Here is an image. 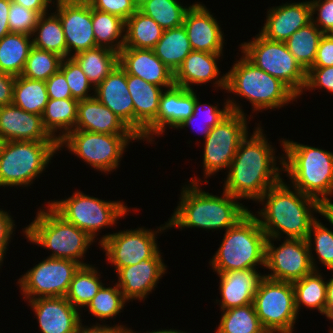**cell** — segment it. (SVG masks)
I'll use <instances>...</instances> for the list:
<instances>
[{
	"label": "cell",
	"mask_w": 333,
	"mask_h": 333,
	"mask_svg": "<svg viewBox=\"0 0 333 333\" xmlns=\"http://www.w3.org/2000/svg\"><path fill=\"white\" fill-rule=\"evenodd\" d=\"M96 88L118 65V52L96 46L72 57Z\"/></svg>",
	"instance_id": "1f68e13d"
},
{
	"label": "cell",
	"mask_w": 333,
	"mask_h": 333,
	"mask_svg": "<svg viewBox=\"0 0 333 333\" xmlns=\"http://www.w3.org/2000/svg\"><path fill=\"white\" fill-rule=\"evenodd\" d=\"M223 53H209L192 50L174 73V84L194 90V86H202L213 82L215 90L226 89V73L220 74L218 60Z\"/></svg>",
	"instance_id": "7402d4cb"
},
{
	"label": "cell",
	"mask_w": 333,
	"mask_h": 333,
	"mask_svg": "<svg viewBox=\"0 0 333 333\" xmlns=\"http://www.w3.org/2000/svg\"><path fill=\"white\" fill-rule=\"evenodd\" d=\"M326 319L333 323V308H330L325 314Z\"/></svg>",
	"instance_id": "e7e4bbea"
},
{
	"label": "cell",
	"mask_w": 333,
	"mask_h": 333,
	"mask_svg": "<svg viewBox=\"0 0 333 333\" xmlns=\"http://www.w3.org/2000/svg\"><path fill=\"white\" fill-rule=\"evenodd\" d=\"M59 70L65 76L72 98L84 100L94 97L95 88L90 83L79 64L72 57L63 58Z\"/></svg>",
	"instance_id": "7dc6e473"
},
{
	"label": "cell",
	"mask_w": 333,
	"mask_h": 333,
	"mask_svg": "<svg viewBox=\"0 0 333 333\" xmlns=\"http://www.w3.org/2000/svg\"><path fill=\"white\" fill-rule=\"evenodd\" d=\"M138 141L140 138L136 134H101L72 130L59 143V151L66 148L68 153L82 159L95 171L107 175L119 169L130 142Z\"/></svg>",
	"instance_id": "30bf717a"
},
{
	"label": "cell",
	"mask_w": 333,
	"mask_h": 333,
	"mask_svg": "<svg viewBox=\"0 0 333 333\" xmlns=\"http://www.w3.org/2000/svg\"><path fill=\"white\" fill-rule=\"evenodd\" d=\"M0 138L7 141H56L45 130L41 115L11 104L0 107Z\"/></svg>",
	"instance_id": "484cf974"
},
{
	"label": "cell",
	"mask_w": 333,
	"mask_h": 333,
	"mask_svg": "<svg viewBox=\"0 0 333 333\" xmlns=\"http://www.w3.org/2000/svg\"><path fill=\"white\" fill-rule=\"evenodd\" d=\"M94 96L134 132V105L127 87V73L119 64L95 88Z\"/></svg>",
	"instance_id": "4316f807"
},
{
	"label": "cell",
	"mask_w": 333,
	"mask_h": 333,
	"mask_svg": "<svg viewBox=\"0 0 333 333\" xmlns=\"http://www.w3.org/2000/svg\"><path fill=\"white\" fill-rule=\"evenodd\" d=\"M9 212L0 208V265L3 266L4 259L8 253L9 243H11L12 235L16 234L14 229L15 219L13 220L12 215ZM14 233V234H13Z\"/></svg>",
	"instance_id": "f5cc1de1"
},
{
	"label": "cell",
	"mask_w": 333,
	"mask_h": 333,
	"mask_svg": "<svg viewBox=\"0 0 333 333\" xmlns=\"http://www.w3.org/2000/svg\"><path fill=\"white\" fill-rule=\"evenodd\" d=\"M35 48L51 51L67 58V46L59 17L52 11L40 16L31 35Z\"/></svg>",
	"instance_id": "8d00e7d4"
},
{
	"label": "cell",
	"mask_w": 333,
	"mask_h": 333,
	"mask_svg": "<svg viewBox=\"0 0 333 333\" xmlns=\"http://www.w3.org/2000/svg\"><path fill=\"white\" fill-rule=\"evenodd\" d=\"M127 333H141V332H138V331H134L132 330V328H128L127 329ZM143 333H191V332H187V331H182V330H176V328H168V329H158V330H152V331H146V332H143Z\"/></svg>",
	"instance_id": "be15d7a7"
},
{
	"label": "cell",
	"mask_w": 333,
	"mask_h": 333,
	"mask_svg": "<svg viewBox=\"0 0 333 333\" xmlns=\"http://www.w3.org/2000/svg\"><path fill=\"white\" fill-rule=\"evenodd\" d=\"M282 241L277 246L274 238L267 237L264 269L270 272L264 276L293 283L312 273L314 269L306 239L284 238Z\"/></svg>",
	"instance_id": "2e32d148"
},
{
	"label": "cell",
	"mask_w": 333,
	"mask_h": 333,
	"mask_svg": "<svg viewBox=\"0 0 333 333\" xmlns=\"http://www.w3.org/2000/svg\"><path fill=\"white\" fill-rule=\"evenodd\" d=\"M283 174L290 185L321 204L333 197V152L281 138Z\"/></svg>",
	"instance_id": "5b68a950"
},
{
	"label": "cell",
	"mask_w": 333,
	"mask_h": 333,
	"mask_svg": "<svg viewBox=\"0 0 333 333\" xmlns=\"http://www.w3.org/2000/svg\"><path fill=\"white\" fill-rule=\"evenodd\" d=\"M91 8L119 16L126 21L138 10V0H86Z\"/></svg>",
	"instance_id": "681fc988"
},
{
	"label": "cell",
	"mask_w": 333,
	"mask_h": 333,
	"mask_svg": "<svg viewBox=\"0 0 333 333\" xmlns=\"http://www.w3.org/2000/svg\"><path fill=\"white\" fill-rule=\"evenodd\" d=\"M261 333H280V332L273 331V330H264V331L261 332Z\"/></svg>",
	"instance_id": "03108f58"
},
{
	"label": "cell",
	"mask_w": 333,
	"mask_h": 333,
	"mask_svg": "<svg viewBox=\"0 0 333 333\" xmlns=\"http://www.w3.org/2000/svg\"><path fill=\"white\" fill-rule=\"evenodd\" d=\"M71 194L68 198L54 199L47 203L66 221L86 232L96 242L102 229L116 226L119 219L131 213L130 210L133 209V212L140 210L136 207L128 208L123 200H104L86 195L80 190H75Z\"/></svg>",
	"instance_id": "9c48e42d"
},
{
	"label": "cell",
	"mask_w": 333,
	"mask_h": 333,
	"mask_svg": "<svg viewBox=\"0 0 333 333\" xmlns=\"http://www.w3.org/2000/svg\"><path fill=\"white\" fill-rule=\"evenodd\" d=\"M26 302L35 314L41 333H76L84 320L66 297H42Z\"/></svg>",
	"instance_id": "44dd1931"
},
{
	"label": "cell",
	"mask_w": 333,
	"mask_h": 333,
	"mask_svg": "<svg viewBox=\"0 0 333 333\" xmlns=\"http://www.w3.org/2000/svg\"><path fill=\"white\" fill-rule=\"evenodd\" d=\"M331 200L322 204V214L333 224V202Z\"/></svg>",
	"instance_id": "6125c7cd"
},
{
	"label": "cell",
	"mask_w": 333,
	"mask_h": 333,
	"mask_svg": "<svg viewBox=\"0 0 333 333\" xmlns=\"http://www.w3.org/2000/svg\"><path fill=\"white\" fill-rule=\"evenodd\" d=\"M197 94L198 93L196 90V100L194 103L193 114L189 118L185 119L182 123H180V125L176 129L179 130L185 127L190 128L194 126L193 128H196L195 131L198 134H201L202 137H204L203 140H205V138L211 131V128L216 126L223 118H225L231 112V110L227 99H224V103L222 105L223 107L220 108V103L218 102H215L217 103L216 105H214L215 103H213L212 105L208 102L201 103V100L199 99V94ZM196 123L197 127L195 126Z\"/></svg>",
	"instance_id": "7bdbcfd3"
},
{
	"label": "cell",
	"mask_w": 333,
	"mask_h": 333,
	"mask_svg": "<svg viewBox=\"0 0 333 333\" xmlns=\"http://www.w3.org/2000/svg\"><path fill=\"white\" fill-rule=\"evenodd\" d=\"M311 21L324 33H333V0H309ZM317 14V15H315ZM316 17H315V16Z\"/></svg>",
	"instance_id": "816d5d0a"
},
{
	"label": "cell",
	"mask_w": 333,
	"mask_h": 333,
	"mask_svg": "<svg viewBox=\"0 0 333 333\" xmlns=\"http://www.w3.org/2000/svg\"><path fill=\"white\" fill-rule=\"evenodd\" d=\"M75 130L101 134H135L95 96L79 100Z\"/></svg>",
	"instance_id": "f1b7e54d"
},
{
	"label": "cell",
	"mask_w": 333,
	"mask_h": 333,
	"mask_svg": "<svg viewBox=\"0 0 333 333\" xmlns=\"http://www.w3.org/2000/svg\"><path fill=\"white\" fill-rule=\"evenodd\" d=\"M313 271L302 279L293 282L295 292V307L298 315L301 307L318 310L321 315L325 314L327 297V280L323 272Z\"/></svg>",
	"instance_id": "d6a6232c"
},
{
	"label": "cell",
	"mask_w": 333,
	"mask_h": 333,
	"mask_svg": "<svg viewBox=\"0 0 333 333\" xmlns=\"http://www.w3.org/2000/svg\"><path fill=\"white\" fill-rule=\"evenodd\" d=\"M253 304L265 330L294 333L299 315L291 282L272 280L264 276L259 282Z\"/></svg>",
	"instance_id": "5bb4252c"
},
{
	"label": "cell",
	"mask_w": 333,
	"mask_h": 333,
	"mask_svg": "<svg viewBox=\"0 0 333 333\" xmlns=\"http://www.w3.org/2000/svg\"><path fill=\"white\" fill-rule=\"evenodd\" d=\"M324 33L311 21L285 41L289 52L307 72L313 65Z\"/></svg>",
	"instance_id": "f35d334b"
},
{
	"label": "cell",
	"mask_w": 333,
	"mask_h": 333,
	"mask_svg": "<svg viewBox=\"0 0 333 333\" xmlns=\"http://www.w3.org/2000/svg\"><path fill=\"white\" fill-rule=\"evenodd\" d=\"M196 90L173 85L163 90L157 113V138L165 135L166 129L177 128L193 114Z\"/></svg>",
	"instance_id": "83f0119b"
},
{
	"label": "cell",
	"mask_w": 333,
	"mask_h": 333,
	"mask_svg": "<svg viewBox=\"0 0 333 333\" xmlns=\"http://www.w3.org/2000/svg\"><path fill=\"white\" fill-rule=\"evenodd\" d=\"M14 3L22 5L27 9L38 12L40 15L46 14L52 11V4H55L54 0H10ZM49 9V10H48Z\"/></svg>",
	"instance_id": "680465c9"
},
{
	"label": "cell",
	"mask_w": 333,
	"mask_h": 333,
	"mask_svg": "<svg viewBox=\"0 0 333 333\" xmlns=\"http://www.w3.org/2000/svg\"><path fill=\"white\" fill-rule=\"evenodd\" d=\"M127 87L134 105V133L141 141L154 144L157 137V113L164 88L129 74Z\"/></svg>",
	"instance_id": "ac0fdd59"
},
{
	"label": "cell",
	"mask_w": 333,
	"mask_h": 333,
	"mask_svg": "<svg viewBox=\"0 0 333 333\" xmlns=\"http://www.w3.org/2000/svg\"><path fill=\"white\" fill-rule=\"evenodd\" d=\"M163 31L154 19L137 10L125 21L124 47L153 49Z\"/></svg>",
	"instance_id": "836d02e7"
},
{
	"label": "cell",
	"mask_w": 333,
	"mask_h": 333,
	"mask_svg": "<svg viewBox=\"0 0 333 333\" xmlns=\"http://www.w3.org/2000/svg\"><path fill=\"white\" fill-rule=\"evenodd\" d=\"M40 16L38 12L11 1L8 14L10 32L31 36Z\"/></svg>",
	"instance_id": "c3c4849f"
},
{
	"label": "cell",
	"mask_w": 333,
	"mask_h": 333,
	"mask_svg": "<svg viewBox=\"0 0 333 333\" xmlns=\"http://www.w3.org/2000/svg\"><path fill=\"white\" fill-rule=\"evenodd\" d=\"M82 265L76 261L45 257L17 279L23 300L65 297L74 274Z\"/></svg>",
	"instance_id": "9a60e30c"
},
{
	"label": "cell",
	"mask_w": 333,
	"mask_h": 333,
	"mask_svg": "<svg viewBox=\"0 0 333 333\" xmlns=\"http://www.w3.org/2000/svg\"><path fill=\"white\" fill-rule=\"evenodd\" d=\"M92 28L97 46L115 52L124 47L125 21L119 16L92 8Z\"/></svg>",
	"instance_id": "74e56055"
},
{
	"label": "cell",
	"mask_w": 333,
	"mask_h": 333,
	"mask_svg": "<svg viewBox=\"0 0 333 333\" xmlns=\"http://www.w3.org/2000/svg\"><path fill=\"white\" fill-rule=\"evenodd\" d=\"M46 82L48 99H66L72 98L71 91L64 74L58 70Z\"/></svg>",
	"instance_id": "db71d44e"
},
{
	"label": "cell",
	"mask_w": 333,
	"mask_h": 333,
	"mask_svg": "<svg viewBox=\"0 0 333 333\" xmlns=\"http://www.w3.org/2000/svg\"><path fill=\"white\" fill-rule=\"evenodd\" d=\"M220 322L214 333H261L262 327L254 304L221 311Z\"/></svg>",
	"instance_id": "ee69618b"
},
{
	"label": "cell",
	"mask_w": 333,
	"mask_h": 333,
	"mask_svg": "<svg viewBox=\"0 0 333 333\" xmlns=\"http://www.w3.org/2000/svg\"><path fill=\"white\" fill-rule=\"evenodd\" d=\"M223 235L219 248L209 260L213 272L265 268L267 235L251 211Z\"/></svg>",
	"instance_id": "52a82bcc"
},
{
	"label": "cell",
	"mask_w": 333,
	"mask_h": 333,
	"mask_svg": "<svg viewBox=\"0 0 333 333\" xmlns=\"http://www.w3.org/2000/svg\"><path fill=\"white\" fill-rule=\"evenodd\" d=\"M202 2H194L186 11L183 26L192 50L223 53L225 35L220 21Z\"/></svg>",
	"instance_id": "ffe728a7"
},
{
	"label": "cell",
	"mask_w": 333,
	"mask_h": 333,
	"mask_svg": "<svg viewBox=\"0 0 333 333\" xmlns=\"http://www.w3.org/2000/svg\"><path fill=\"white\" fill-rule=\"evenodd\" d=\"M48 102L46 82L23 76L15 79L12 104L29 113L42 115Z\"/></svg>",
	"instance_id": "b9f144b4"
},
{
	"label": "cell",
	"mask_w": 333,
	"mask_h": 333,
	"mask_svg": "<svg viewBox=\"0 0 333 333\" xmlns=\"http://www.w3.org/2000/svg\"><path fill=\"white\" fill-rule=\"evenodd\" d=\"M326 90L333 94V66L328 67H311L306 72V84L303 93L307 90Z\"/></svg>",
	"instance_id": "f907efd6"
},
{
	"label": "cell",
	"mask_w": 333,
	"mask_h": 333,
	"mask_svg": "<svg viewBox=\"0 0 333 333\" xmlns=\"http://www.w3.org/2000/svg\"><path fill=\"white\" fill-rule=\"evenodd\" d=\"M255 124L253 133L241 141L227 173L224 172L223 190L240 201L257 202L283 179V153L276 156L277 149L268 140L262 123Z\"/></svg>",
	"instance_id": "6da1fadb"
},
{
	"label": "cell",
	"mask_w": 333,
	"mask_h": 333,
	"mask_svg": "<svg viewBox=\"0 0 333 333\" xmlns=\"http://www.w3.org/2000/svg\"><path fill=\"white\" fill-rule=\"evenodd\" d=\"M191 7L180 0H138V10L154 19L164 30L183 25L186 11Z\"/></svg>",
	"instance_id": "60d3db41"
},
{
	"label": "cell",
	"mask_w": 333,
	"mask_h": 333,
	"mask_svg": "<svg viewBox=\"0 0 333 333\" xmlns=\"http://www.w3.org/2000/svg\"><path fill=\"white\" fill-rule=\"evenodd\" d=\"M256 203L261 204L262 209L255 213L250 211L267 237L276 242L283 237L306 239L317 219L315 214H322V204L318 200L302 194L284 179L270 187Z\"/></svg>",
	"instance_id": "7a4b0ae2"
},
{
	"label": "cell",
	"mask_w": 333,
	"mask_h": 333,
	"mask_svg": "<svg viewBox=\"0 0 333 333\" xmlns=\"http://www.w3.org/2000/svg\"><path fill=\"white\" fill-rule=\"evenodd\" d=\"M333 66V35L324 34L319 42L317 55L312 67Z\"/></svg>",
	"instance_id": "11a10c76"
},
{
	"label": "cell",
	"mask_w": 333,
	"mask_h": 333,
	"mask_svg": "<svg viewBox=\"0 0 333 333\" xmlns=\"http://www.w3.org/2000/svg\"><path fill=\"white\" fill-rule=\"evenodd\" d=\"M257 269V270H256ZM258 268L216 273L219 277V294L215 299L220 311L252 304L260 280L264 274Z\"/></svg>",
	"instance_id": "d4e9b609"
},
{
	"label": "cell",
	"mask_w": 333,
	"mask_h": 333,
	"mask_svg": "<svg viewBox=\"0 0 333 333\" xmlns=\"http://www.w3.org/2000/svg\"><path fill=\"white\" fill-rule=\"evenodd\" d=\"M78 103L79 100L74 98L48 99L41 115L42 123L49 135L59 143L75 130Z\"/></svg>",
	"instance_id": "f546056e"
},
{
	"label": "cell",
	"mask_w": 333,
	"mask_h": 333,
	"mask_svg": "<svg viewBox=\"0 0 333 333\" xmlns=\"http://www.w3.org/2000/svg\"><path fill=\"white\" fill-rule=\"evenodd\" d=\"M168 229L167 221L155 230L141 226L131 230L109 232L99 238V249L102 248L106 261L116 271L140 263L143 259L153 258L160 251L158 234L161 235Z\"/></svg>",
	"instance_id": "4fadbf2b"
},
{
	"label": "cell",
	"mask_w": 333,
	"mask_h": 333,
	"mask_svg": "<svg viewBox=\"0 0 333 333\" xmlns=\"http://www.w3.org/2000/svg\"><path fill=\"white\" fill-rule=\"evenodd\" d=\"M248 117V118H247ZM249 119V120H248ZM251 118L231 111L216 126L211 128L208 136L203 140V181L201 178L191 177L188 182L209 183L207 179L218 172L227 170L235 157L238 146L249 133L248 124ZM248 120V121H247ZM206 178V179H205Z\"/></svg>",
	"instance_id": "8fae6325"
},
{
	"label": "cell",
	"mask_w": 333,
	"mask_h": 333,
	"mask_svg": "<svg viewBox=\"0 0 333 333\" xmlns=\"http://www.w3.org/2000/svg\"><path fill=\"white\" fill-rule=\"evenodd\" d=\"M94 266L96 265L89 264L78 269L65 296L68 302L81 312V315L82 308L90 303L104 285L101 280L102 273L98 267Z\"/></svg>",
	"instance_id": "d590c367"
},
{
	"label": "cell",
	"mask_w": 333,
	"mask_h": 333,
	"mask_svg": "<svg viewBox=\"0 0 333 333\" xmlns=\"http://www.w3.org/2000/svg\"><path fill=\"white\" fill-rule=\"evenodd\" d=\"M239 56V60L236 59L226 72L224 92L231 94V97H227L231 111L246 115L242 104L234 100L235 97L248 100L252 114L257 111L263 113L264 110H280L297 102L298 96L281 80L256 67L243 54Z\"/></svg>",
	"instance_id": "277c9868"
},
{
	"label": "cell",
	"mask_w": 333,
	"mask_h": 333,
	"mask_svg": "<svg viewBox=\"0 0 333 333\" xmlns=\"http://www.w3.org/2000/svg\"><path fill=\"white\" fill-rule=\"evenodd\" d=\"M55 2L57 1H72V0H54Z\"/></svg>",
	"instance_id": "a7ac6f4b"
},
{
	"label": "cell",
	"mask_w": 333,
	"mask_h": 333,
	"mask_svg": "<svg viewBox=\"0 0 333 333\" xmlns=\"http://www.w3.org/2000/svg\"><path fill=\"white\" fill-rule=\"evenodd\" d=\"M90 325V326H89ZM84 325L82 322L79 325L76 333H127L129 327L121 325L120 323L114 325L110 324H100L99 322L95 324Z\"/></svg>",
	"instance_id": "9f6ffc18"
},
{
	"label": "cell",
	"mask_w": 333,
	"mask_h": 333,
	"mask_svg": "<svg viewBox=\"0 0 333 333\" xmlns=\"http://www.w3.org/2000/svg\"><path fill=\"white\" fill-rule=\"evenodd\" d=\"M63 57L57 53L31 48L21 76L31 79L46 81L59 69Z\"/></svg>",
	"instance_id": "bcb514c9"
},
{
	"label": "cell",
	"mask_w": 333,
	"mask_h": 333,
	"mask_svg": "<svg viewBox=\"0 0 333 333\" xmlns=\"http://www.w3.org/2000/svg\"><path fill=\"white\" fill-rule=\"evenodd\" d=\"M118 64L129 75L140 77L164 89L174 85V73L155 55L153 49L123 47Z\"/></svg>",
	"instance_id": "cb8c5ba5"
},
{
	"label": "cell",
	"mask_w": 333,
	"mask_h": 333,
	"mask_svg": "<svg viewBox=\"0 0 333 333\" xmlns=\"http://www.w3.org/2000/svg\"><path fill=\"white\" fill-rule=\"evenodd\" d=\"M53 8L63 27L67 58L97 46L92 28V8L86 0L57 1Z\"/></svg>",
	"instance_id": "e0dca14e"
},
{
	"label": "cell",
	"mask_w": 333,
	"mask_h": 333,
	"mask_svg": "<svg viewBox=\"0 0 333 333\" xmlns=\"http://www.w3.org/2000/svg\"><path fill=\"white\" fill-rule=\"evenodd\" d=\"M202 183L187 182L180 190L178 206L168 218V227L198 228L212 232L227 230L243 218L250 208L223 190L220 196L202 190Z\"/></svg>",
	"instance_id": "3957f363"
},
{
	"label": "cell",
	"mask_w": 333,
	"mask_h": 333,
	"mask_svg": "<svg viewBox=\"0 0 333 333\" xmlns=\"http://www.w3.org/2000/svg\"><path fill=\"white\" fill-rule=\"evenodd\" d=\"M153 51L175 73L186 56L192 51L185 27L182 25L164 30Z\"/></svg>",
	"instance_id": "e575fe53"
},
{
	"label": "cell",
	"mask_w": 333,
	"mask_h": 333,
	"mask_svg": "<svg viewBox=\"0 0 333 333\" xmlns=\"http://www.w3.org/2000/svg\"><path fill=\"white\" fill-rule=\"evenodd\" d=\"M321 216H323L333 228V224L323 214H321ZM332 228H328L319 220V218H317L311 225L306 241L309 247L311 263L314 271H319L320 269L317 264H322L325 269L331 270V272L333 271Z\"/></svg>",
	"instance_id": "ab89813d"
},
{
	"label": "cell",
	"mask_w": 333,
	"mask_h": 333,
	"mask_svg": "<svg viewBox=\"0 0 333 333\" xmlns=\"http://www.w3.org/2000/svg\"><path fill=\"white\" fill-rule=\"evenodd\" d=\"M16 76L0 71V107L11 105Z\"/></svg>",
	"instance_id": "6f0895ef"
},
{
	"label": "cell",
	"mask_w": 333,
	"mask_h": 333,
	"mask_svg": "<svg viewBox=\"0 0 333 333\" xmlns=\"http://www.w3.org/2000/svg\"><path fill=\"white\" fill-rule=\"evenodd\" d=\"M46 204L37 210L34 220L22 228L21 232L27 242L50 251L48 258L67 259L82 266L89 265L90 263L84 262L85 256L96 241Z\"/></svg>",
	"instance_id": "8992f818"
},
{
	"label": "cell",
	"mask_w": 333,
	"mask_h": 333,
	"mask_svg": "<svg viewBox=\"0 0 333 333\" xmlns=\"http://www.w3.org/2000/svg\"><path fill=\"white\" fill-rule=\"evenodd\" d=\"M239 51L256 67L278 78L301 98L306 84V71L289 52L285 42L271 41L259 32L242 42Z\"/></svg>",
	"instance_id": "7c38bea8"
},
{
	"label": "cell",
	"mask_w": 333,
	"mask_h": 333,
	"mask_svg": "<svg viewBox=\"0 0 333 333\" xmlns=\"http://www.w3.org/2000/svg\"><path fill=\"white\" fill-rule=\"evenodd\" d=\"M329 333H333V327L329 328Z\"/></svg>",
	"instance_id": "003e7915"
},
{
	"label": "cell",
	"mask_w": 333,
	"mask_h": 333,
	"mask_svg": "<svg viewBox=\"0 0 333 333\" xmlns=\"http://www.w3.org/2000/svg\"><path fill=\"white\" fill-rule=\"evenodd\" d=\"M10 4V0H0V40L10 33L8 24Z\"/></svg>",
	"instance_id": "91938a15"
},
{
	"label": "cell",
	"mask_w": 333,
	"mask_h": 333,
	"mask_svg": "<svg viewBox=\"0 0 333 333\" xmlns=\"http://www.w3.org/2000/svg\"><path fill=\"white\" fill-rule=\"evenodd\" d=\"M113 284V287L112 285L110 287V284L106 287L104 283L97 295L85 307L89 312L88 314L91 313V316L98 318V321H102V325L106 324L105 320H114L117 315L121 314L123 308L127 305L126 303H129L124 298L118 285Z\"/></svg>",
	"instance_id": "f6af8a7d"
},
{
	"label": "cell",
	"mask_w": 333,
	"mask_h": 333,
	"mask_svg": "<svg viewBox=\"0 0 333 333\" xmlns=\"http://www.w3.org/2000/svg\"><path fill=\"white\" fill-rule=\"evenodd\" d=\"M264 26L259 33L271 41L285 42L290 35L311 22V5L305 2H282L267 9Z\"/></svg>",
	"instance_id": "603a6c76"
},
{
	"label": "cell",
	"mask_w": 333,
	"mask_h": 333,
	"mask_svg": "<svg viewBox=\"0 0 333 333\" xmlns=\"http://www.w3.org/2000/svg\"><path fill=\"white\" fill-rule=\"evenodd\" d=\"M330 277L331 278L330 279L328 278V280H327V297H326L325 313L330 308H333V275Z\"/></svg>",
	"instance_id": "94428289"
},
{
	"label": "cell",
	"mask_w": 333,
	"mask_h": 333,
	"mask_svg": "<svg viewBox=\"0 0 333 333\" xmlns=\"http://www.w3.org/2000/svg\"><path fill=\"white\" fill-rule=\"evenodd\" d=\"M160 250L153 258L143 259L140 263L117 269L116 284L128 302L145 301L160 279L167 273V264L163 261Z\"/></svg>",
	"instance_id": "d6986e66"
},
{
	"label": "cell",
	"mask_w": 333,
	"mask_h": 333,
	"mask_svg": "<svg viewBox=\"0 0 333 333\" xmlns=\"http://www.w3.org/2000/svg\"><path fill=\"white\" fill-rule=\"evenodd\" d=\"M33 47L32 37L22 33H9L0 40V71L20 76Z\"/></svg>",
	"instance_id": "4dcf8cb0"
},
{
	"label": "cell",
	"mask_w": 333,
	"mask_h": 333,
	"mask_svg": "<svg viewBox=\"0 0 333 333\" xmlns=\"http://www.w3.org/2000/svg\"><path fill=\"white\" fill-rule=\"evenodd\" d=\"M60 153L58 141H7L0 147V187H30L52 158Z\"/></svg>",
	"instance_id": "ba28073f"
}]
</instances>
